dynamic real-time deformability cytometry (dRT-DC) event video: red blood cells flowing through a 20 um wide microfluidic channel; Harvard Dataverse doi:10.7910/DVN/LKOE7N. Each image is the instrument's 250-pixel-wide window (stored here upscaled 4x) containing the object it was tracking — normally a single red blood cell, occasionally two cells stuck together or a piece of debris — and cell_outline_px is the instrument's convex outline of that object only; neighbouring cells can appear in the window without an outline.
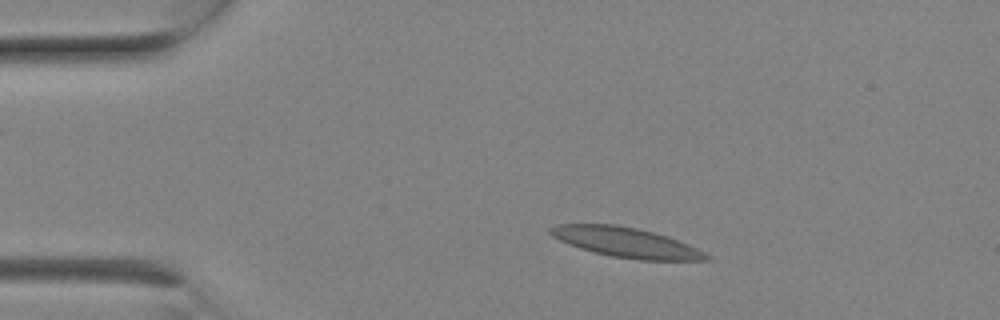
{"species": "Egyptian fruit bat (a non-hibernating species)", "species_latin": "Rousettus aegyptiacus", "temperature_condition": "room temperature", "stored_images_in_passage": 8, "camera_frame_rate_fps": 3000, "um_per_image_px": 0.085, "animal": {"sex": "female"}, "frame": {"image": 1, "passage_image": 3, "time_ms": 0.667, "image_size_px": [1000, 320], "cell_outline_px": [[712, 256], [708, 260], [640, 260], [612, 256], [580, 248], [560, 240], [552, 236], [548, 232], [548, 228], [556, 224], [616, 224], [636, 228], [668, 236], [688, 244]], "centroid_in_image_um": [53.21, 20.6], "position_along_channel_um": 31.8, "area_um2": 26.93}}
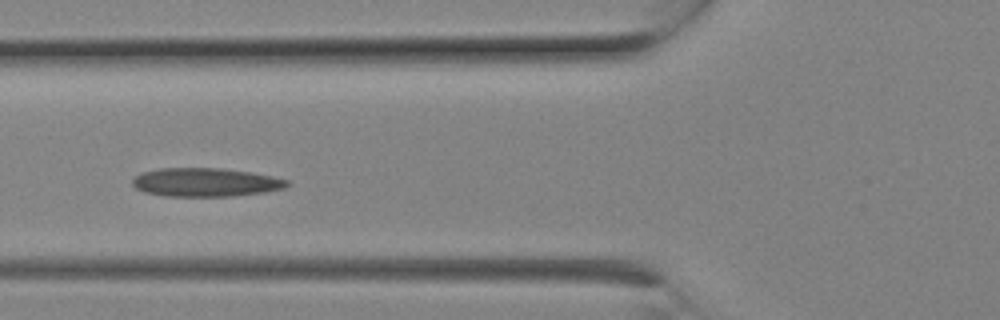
{"frame": {"image": 2, "passage_image": 7, "time_ms": 2.0, "image_size_px": [1000, 320], "cell_outline_px": [[292, 184], [284, 188], [264, 192], [232, 196], [164, 196], [144, 192], [136, 188], [132, 184], [132, 180], [140, 172], [160, 168], [224, 168], [272, 176], [288, 180]], "centroid_in_image_um": [17.46, 15.49], "position_along_channel_um": 108.3, "area_um2": 25.84}}
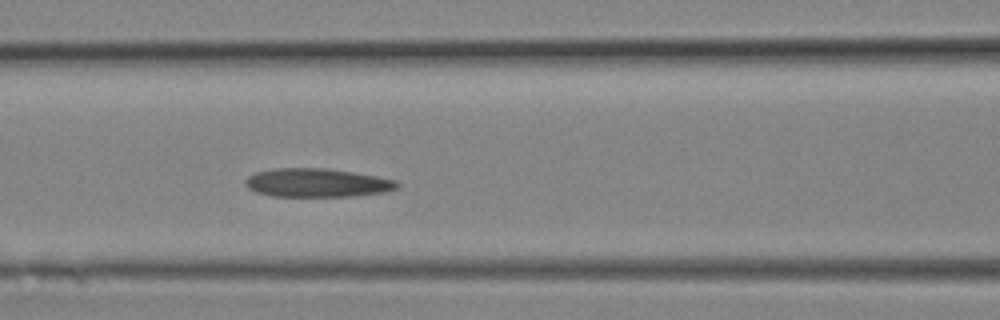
{"frame": {"image": 3, "passage_image": 8, "time_ms": 2.333, "image_size_px": [1000, 320], "cell_outline_px": [[400, 188], [384, 192], [356, 196], [272, 196], [256, 192], [248, 188], [244, 184], [244, 180], [248, 176], [256, 172], [272, 168], [328, 168], [376, 176], [396, 180], [400, 184]], "centroid_in_image_um": [26.95, 15.53], "position_along_channel_um": 139.7, "area_um2": 25.49}}